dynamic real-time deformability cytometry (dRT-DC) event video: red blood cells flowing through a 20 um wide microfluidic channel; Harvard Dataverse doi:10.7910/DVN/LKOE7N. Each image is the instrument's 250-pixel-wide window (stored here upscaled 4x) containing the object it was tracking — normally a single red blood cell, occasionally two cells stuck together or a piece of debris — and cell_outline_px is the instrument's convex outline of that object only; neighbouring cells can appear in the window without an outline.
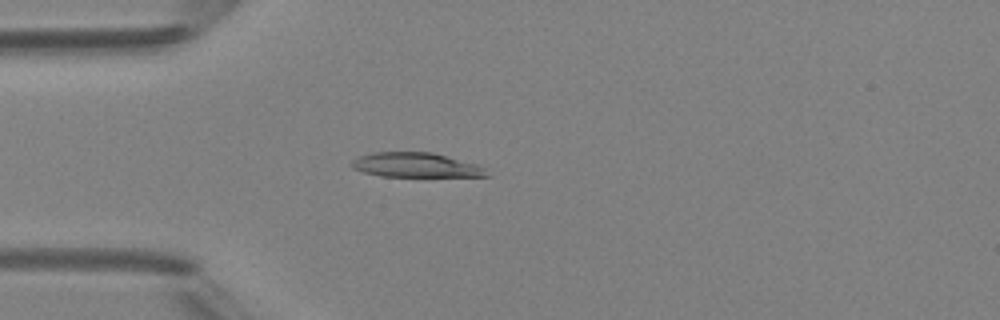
{"species": "Egyptian fruit bat (a non-hibernating species)", "species_latin": "Rousettus aegyptiacus", "temperature_condition": "room temperature", "stored_images_in_passage": 4, "camera_frame_rate_fps": 3000, "um_per_image_px": 0.085, "animal": {"sex": "female"}, "frame": {"image": 1, "passage_image": 4, "time_ms": 3.667, "image_size_px": [1000, 320], "cell_outline_px": [[492, 176], [380, 176], [364, 172], [352, 168], [352, 160], [360, 156], [372, 152], [432, 152], [476, 164], [484, 168]], "centroid_in_image_um": [35.34, 14.03], "position_along_channel_um": 49.7, "area_um2": 19.13}}